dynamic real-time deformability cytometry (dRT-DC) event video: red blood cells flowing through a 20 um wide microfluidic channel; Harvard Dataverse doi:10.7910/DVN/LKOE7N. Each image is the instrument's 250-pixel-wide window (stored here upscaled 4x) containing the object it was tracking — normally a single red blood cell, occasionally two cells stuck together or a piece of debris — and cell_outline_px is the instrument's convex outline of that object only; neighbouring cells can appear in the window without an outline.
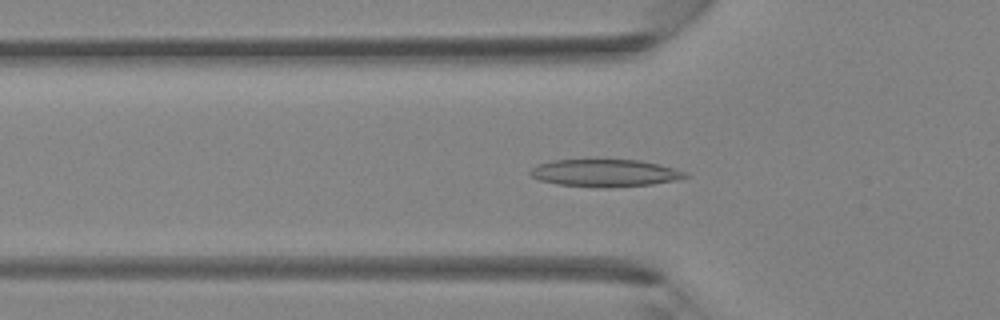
{"species": "Egyptian fruit bat (a non-hibernating species)", "species_latin": "Rousettus aegyptiacus", "temperature_condition": "room temperature", "stored_images_in_passage": 41, "camera_frame_rate_fps": 3000, "um_per_image_px": 0.085, "animal": {"sex": "female"}, "frame": {"image": 1, "passage_image": 13, "time_ms": 4.0, "image_size_px": [1000, 320], "cell_outline_px": [[692, 176], [676, 180], [652, 184], [608, 188], [556, 184], [540, 180], [532, 176], [528, 172], [536, 164], [552, 160], [592, 156], [640, 160], [660, 164], [688, 172]], "centroid_in_image_um": [51.41, 14.64], "position_along_channel_um": 74.4, "area_um2": 26.18}}
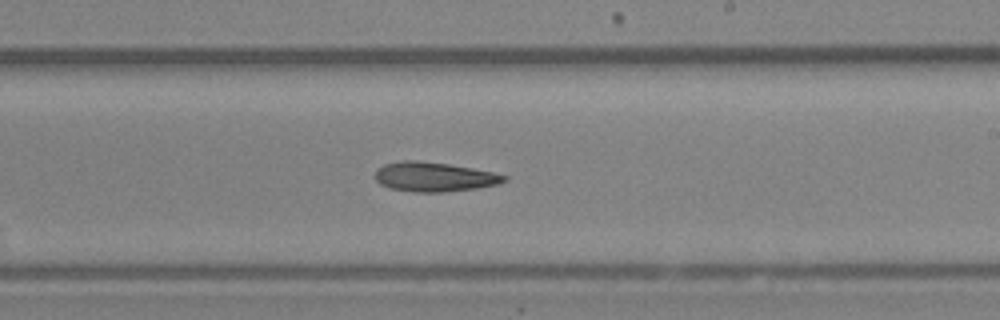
{"frame": {"image": 2, "passage_image": 24, "time_ms": 7.667, "image_size_px": [1000, 320], "cell_outline_px": [[508, 180], [496, 184], [476, 188], [444, 192], [412, 192], [388, 188], [380, 184], [376, 180], [376, 168], [384, 164], [400, 160], [416, 160], [448, 164], [472, 168], [492, 172], [508, 176]], "centroid_in_image_um": [36.86, 15.03], "position_along_channel_um": 252.1, "area_um2": 22.2}}
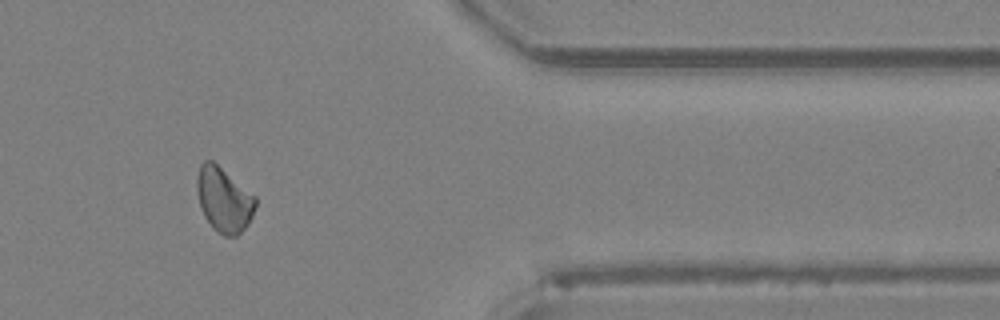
{"frame": {"image": 3, "passage_image": 34, "time_ms": 11.0, "image_size_px": [1000, 320], "cell_outline_px": [[256, 204], [252, 216], [248, 224], [236, 236], [224, 236], [216, 232], [204, 216], [200, 208], [196, 188], [196, 180], [200, 164], [204, 160], [212, 160], [256, 196]], "centroid_in_image_um": [19.01, 16.97], "position_along_channel_um": 392.4, "area_um2": 22.14}}